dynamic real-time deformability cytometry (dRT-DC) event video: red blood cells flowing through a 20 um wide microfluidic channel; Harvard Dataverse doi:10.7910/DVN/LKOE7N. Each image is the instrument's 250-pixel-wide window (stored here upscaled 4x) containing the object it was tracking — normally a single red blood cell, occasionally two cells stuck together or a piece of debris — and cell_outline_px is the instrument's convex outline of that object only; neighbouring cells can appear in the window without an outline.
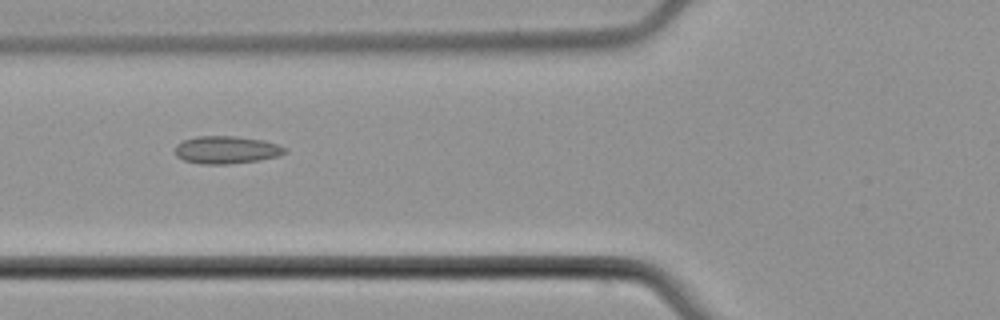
{"species": "common noctule bat (a hibernating species)", "species_latin": "Nyctalus noctula", "temperature_condition": "cold", "stored_images_in_passage": 5, "camera_frame_rate_fps": 3000, "um_per_image_px": 0.085, "animal": {"sex": "male", "body_mass_g": 21.5, "forearm_length_mm": 52.0}, "frame": {"image": 1, "passage_image": 4, "time_ms": 4.333, "image_size_px": [1000, 320], "cell_outline_px": [[288, 152], [280, 156], [260, 160], [228, 164], [200, 164], [184, 160], [176, 156], [176, 144], [184, 140], [196, 136], [236, 136], [264, 140], [288, 148]], "centroid_in_image_um": [19.29, 12.74], "position_along_channel_um": 106.5, "area_um2": 17.86}}
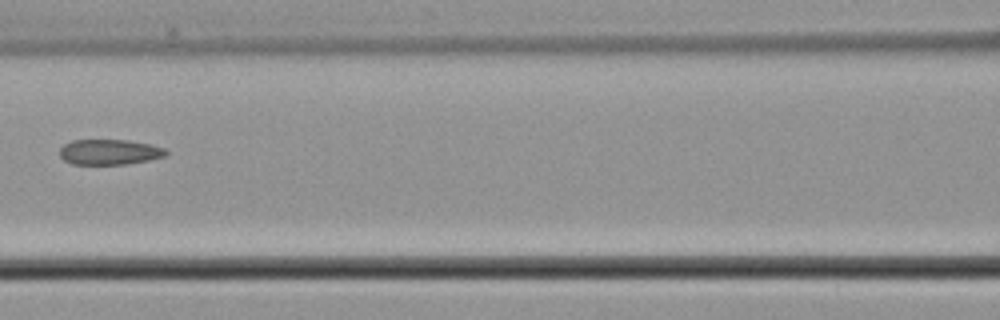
{"frame": {"image": 2, "passage_image": 5, "time_ms": 5.667, "image_size_px": [1000, 320], "cell_outline_px": [[168, 152], [164, 156], [148, 160], [128, 164], [72, 164], [64, 160], [60, 156], [60, 148], [64, 144], [72, 140], [128, 140], [152, 144], [164, 148]], "centroid_in_image_um": [9.3, 12.91], "position_along_channel_um": 157.3, "area_um2": 15.72}}